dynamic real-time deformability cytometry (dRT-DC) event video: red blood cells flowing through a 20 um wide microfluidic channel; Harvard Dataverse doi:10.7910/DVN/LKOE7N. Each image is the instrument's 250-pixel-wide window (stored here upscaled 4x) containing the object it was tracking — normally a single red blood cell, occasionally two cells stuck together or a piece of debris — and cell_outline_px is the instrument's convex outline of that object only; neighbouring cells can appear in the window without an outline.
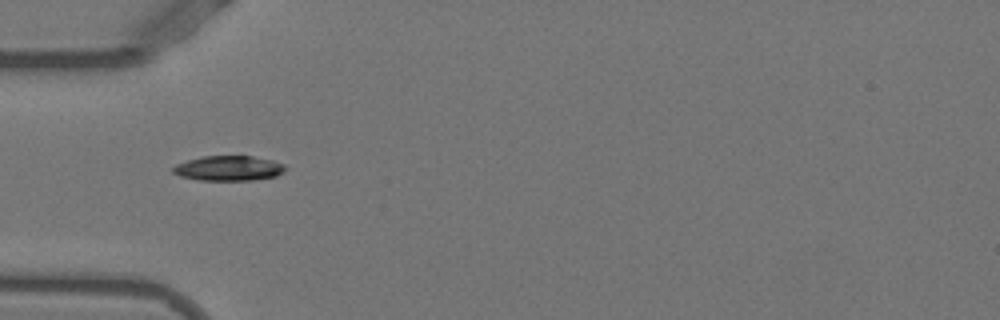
{"species": "Egyptian fruit bat (a non-hibernating species)", "species_latin": "Rousettus aegyptiacus", "temperature_condition": "warm", "stored_images_in_passage": 3, "camera_frame_rate_fps": 3000, "um_per_image_px": 0.085, "animal": {"sex": "female"}, "frame": {"image": 1, "passage_image": 1, "time_ms": 0.0, "image_size_px": [1000, 320], "cell_outline_px": [[288, 168], [284, 172], [276, 176], [252, 180], [200, 180], [180, 176], [172, 172], [172, 168], [176, 164], [188, 160], [204, 156], [252, 156], [272, 160], [284, 164]], "centroid_in_image_um": [19.46, 14.3], "position_along_channel_um": 65.5, "area_um2": 16.36}}